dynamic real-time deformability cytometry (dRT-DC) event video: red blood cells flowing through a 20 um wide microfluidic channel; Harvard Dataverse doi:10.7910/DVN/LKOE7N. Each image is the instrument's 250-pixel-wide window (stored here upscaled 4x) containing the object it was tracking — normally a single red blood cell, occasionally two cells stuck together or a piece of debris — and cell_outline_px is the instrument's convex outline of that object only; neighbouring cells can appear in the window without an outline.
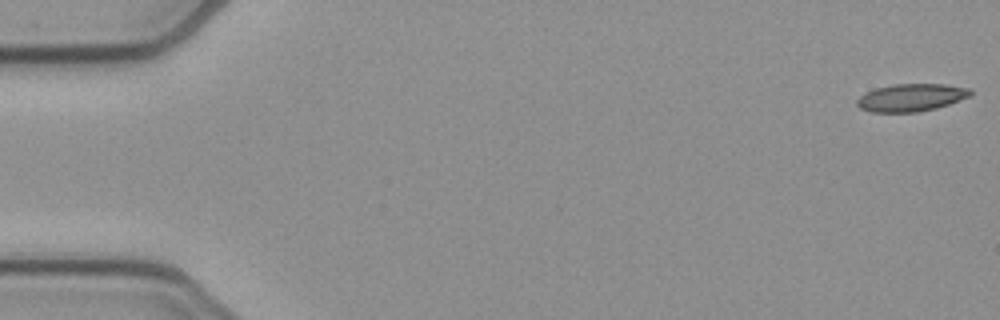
{"species": "common noctule bat (a hibernating species)", "species_latin": "Nyctalus noctula", "temperature_condition": "cold", "stored_images_in_passage": 13, "camera_frame_rate_fps": 3000, "um_per_image_px": 0.085, "animal": {"sex": "female", "body_mass_g": 21.9}, "frame": {"image": 1, "passage_image": 1, "time_ms": 0.0, "image_size_px": [1000, 320], "cell_outline_px": [[972, 96], [936, 108], [916, 112], [872, 112], [860, 108], [856, 104], [856, 100], [864, 92], [876, 88], [892, 84], [948, 84], [972, 88]], "centroid_in_image_um": [77.47, 8.28], "position_along_channel_um": 7.5, "area_um2": 18.44}}
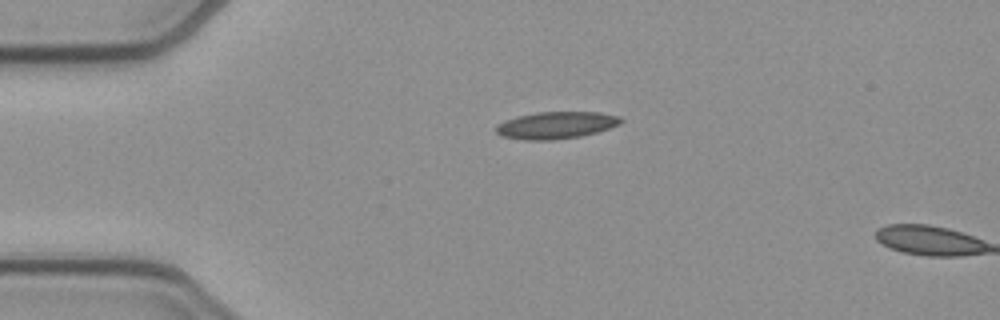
{"frame": {"image": 2, "passage_image": 12, "time_ms": 3.667, "image_size_px": [1000, 320], "cell_outline_px": [[624, 120], [620, 124], [596, 132], [580, 136], [556, 140], [524, 140], [500, 136], [496, 132], [496, 124], [504, 120], [516, 116], [540, 112], [600, 112], [620, 116]], "centroid_in_image_um": [47.24, 10.64], "position_along_channel_um": 37.8, "area_um2": 19.83}}